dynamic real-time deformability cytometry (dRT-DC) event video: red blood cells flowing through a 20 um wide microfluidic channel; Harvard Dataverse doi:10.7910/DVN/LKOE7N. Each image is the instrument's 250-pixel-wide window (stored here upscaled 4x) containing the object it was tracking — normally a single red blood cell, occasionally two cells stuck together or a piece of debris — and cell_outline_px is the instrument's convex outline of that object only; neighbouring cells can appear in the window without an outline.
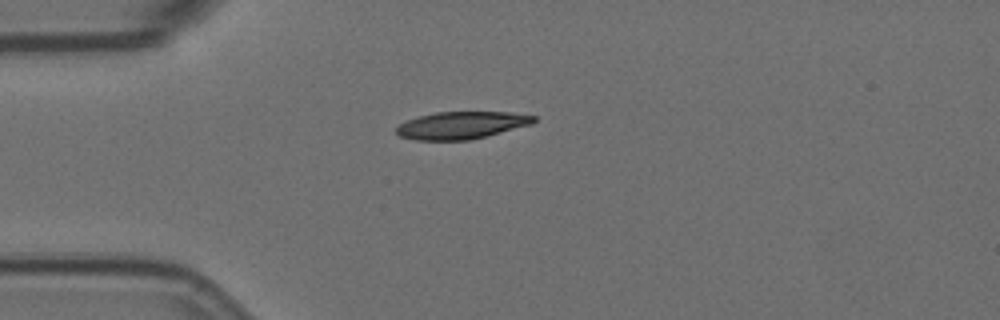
{"species": "Egyptian fruit bat (a non-hibernating species)", "species_latin": "Rousettus aegyptiacus", "temperature_condition": "room temperature", "stored_images_in_passage": 11, "camera_frame_rate_fps": 3000, "um_per_image_px": 0.085, "animal": {"sex": "female"}, "frame": {"image": 1, "passage_image": 1, "time_ms": 0.0, "image_size_px": [1000, 320], "cell_outline_px": [[536, 120], [532, 124], [468, 140], [416, 140], [400, 136], [396, 132], [396, 128], [400, 124], [408, 120], [420, 116], [436, 112], [508, 112], [536, 116]], "centroid_in_image_um": [39.22, 10.64], "position_along_channel_um": 45.8, "area_um2": 21.56}}
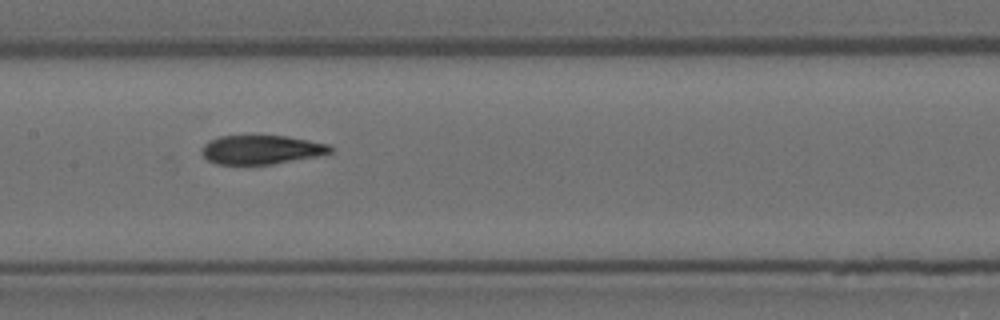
{"frame": {"image": 2, "passage_image": 5, "time_ms": 1.333, "image_size_px": [1000, 320], "cell_outline_px": [[332, 152], [316, 156], [272, 164], [216, 164], [208, 160], [200, 152], [200, 148], [208, 140], [220, 136], [288, 136], [328, 144], [332, 148]], "centroid_in_image_um": [22.16, 12.72], "position_along_channel_um": 185.2, "area_um2": 21.62}}
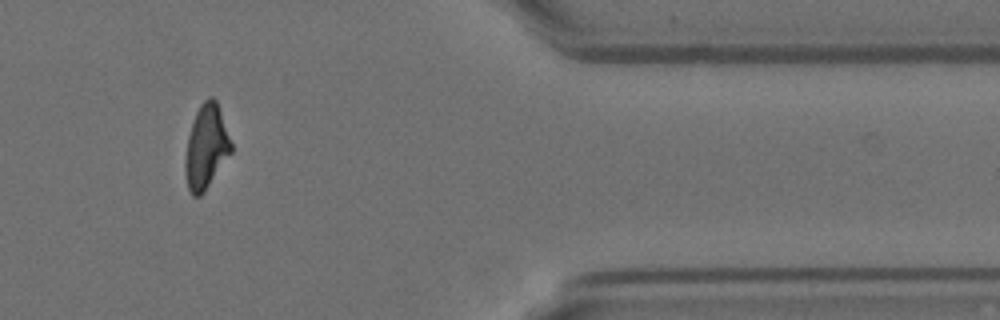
{"frame": {"image": 3, "passage_image": 10, "time_ms": 3.0, "image_size_px": [1000, 320], "cell_outline_px": [[232, 152], [204, 192], [200, 196], [192, 196], [188, 188], [184, 172], [184, 164], [188, 136], [196, 112], [200, 104], [208, 96], [212, 96], [216, 100], [232, 144]], "centroid_in_image_um": [17.51, 12.5], "position_along_channel_um": 393.9, "area_um2": 22.37}}